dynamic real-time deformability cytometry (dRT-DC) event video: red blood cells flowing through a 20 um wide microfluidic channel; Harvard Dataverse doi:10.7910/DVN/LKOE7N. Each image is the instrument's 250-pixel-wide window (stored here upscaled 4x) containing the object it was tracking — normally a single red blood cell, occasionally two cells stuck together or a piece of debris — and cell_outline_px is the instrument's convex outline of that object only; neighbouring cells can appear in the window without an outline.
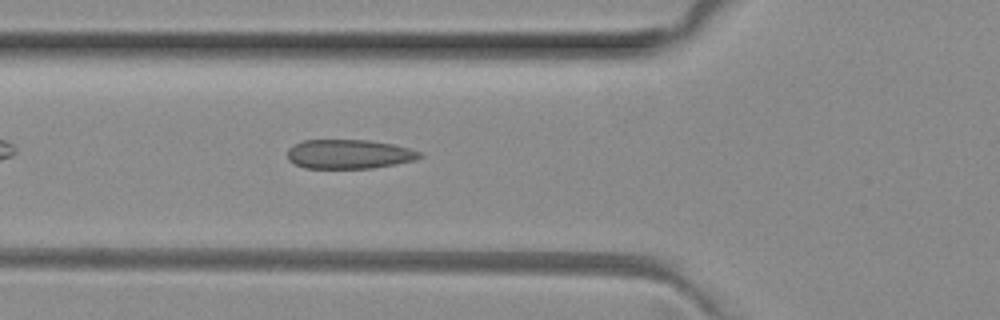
{"species": "common noctule bat (a hibernating species)", "species_latin": "Nyctalus noctula", "temperature_condition": "room temperature", "stored_images_in_passage": 34, "camera_frame_rate_fps": 3000, "um_per_image_px": 0.085, "animal": {"sex": "female", "body_mass_g": 29.2, "forearm_length_mm": 56.3}, "frame": {"image": 1, "passage_image": 6, "time_ms": 1.667, "image_size_px": [1000, 320], "cell_outline_px": [[424, 156], [416, 160], [396, 164], [372, 168], [304, 168], [288, 160], [288, 148], [304, 140], [368, 140], [392, 144], [408, 148], [420, 152]], "centroid_in_image_um": [29.68, 13.1], "position_along_channel_um": 96.1, "area_um2": 22.48}}
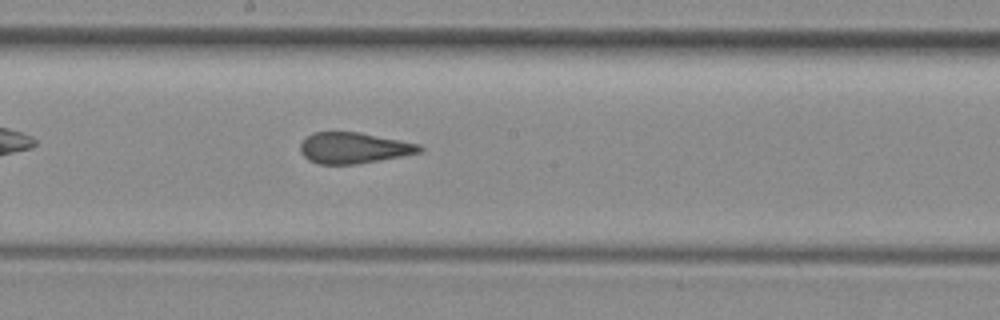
{"frame": {"image": 2, "passage_image": 15, "time_ms": 4.667, "image_size_px": [1000, 320], "cell_outline_px": [[424, 148], [420, 152], [400, 156], [356, 164], [320, 164], [308, 160], [300, 152], [300, 144], [308, 136], [316, 132], [360, 132], [420, 144]], "centroid_in_image_um": [30.06, 12.57], "position_along_channel_um": 218.1, "area_um2": 21.33}}
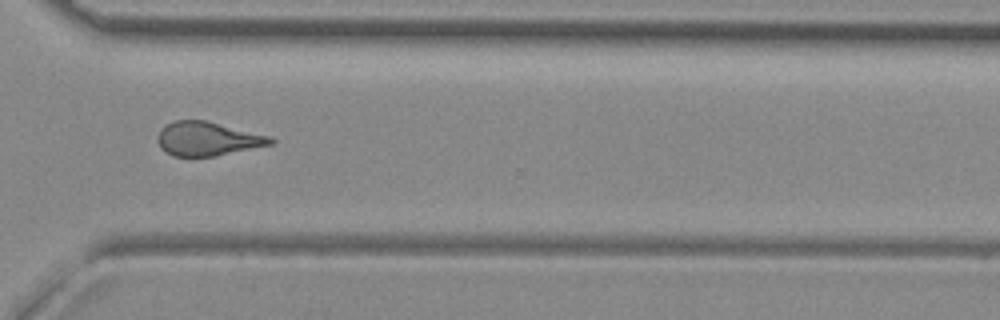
{"frame": {"image": 3, "passage_image": 25, "time_ms": 8.0, "image_size_px": [1000, 320], "cell_outline_px": [[276, 140], [272, 144], [212, 156], [172, 156], [160, 148], [156, 140], [156, 136], [160, 128], [176, 120], [204, 120], [272, 136]], "centroid_in_image_um": [17.61, 11.79], "position_along_channel_um": 353.0, "area_um2": 22.25}}